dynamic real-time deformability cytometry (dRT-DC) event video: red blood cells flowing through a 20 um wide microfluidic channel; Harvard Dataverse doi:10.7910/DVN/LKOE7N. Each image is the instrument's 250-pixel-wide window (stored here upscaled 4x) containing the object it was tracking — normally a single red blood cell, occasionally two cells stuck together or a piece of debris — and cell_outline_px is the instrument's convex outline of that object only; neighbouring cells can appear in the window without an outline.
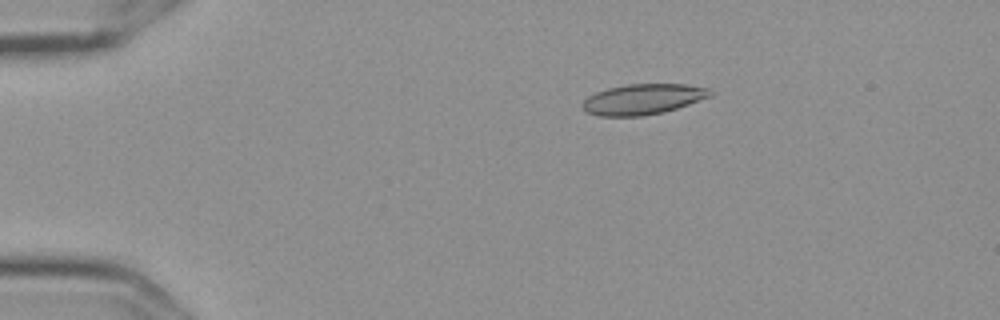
{"species": "Egyptian fruit bat (a non-hibernating species)", "species_latin": "Rousettus aegyptiacus", "temperature_condition": "cold", "stored_images_in_passage": 47, "camera_frame_rate_fps": 3000, "um_per_image_px": 0.085, "frame": {"image": 1, "passage_image": 1, "time_ms": 0.0, "image_size_px": [1000, 320], "cell_outline_px": [[716, 92], [712, 96], [664, 112], [640, 116], [600, 116], [584, 112], [580, 104], [588, 96], [596, 92], [608, 88], [628, 84], [684, 84], [712, 88]], "centroid_in_image_um": [54.66, 8.43], "position_along_channel_um": 30.3, "area_um2": 22.95}}
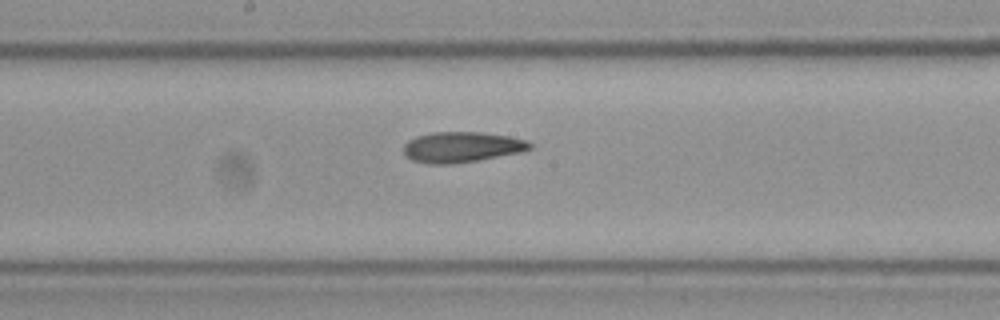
{"frame": {"image": 2, "passage_image": 21, "time_ms": 6.667, "image_size_px": [1000, 320], "cell_outline_px": [[536, 144], [532, 148], [524, 152], [452, 164], [428, 164], [412, 160], [404, 156], [404, 144], [408, 140], [416, 136], [432, 132], [480, 132], [508, 136], [528, 140]], "centroid_in_image_um": [39.28, 12.5], "position_along_channel_um": 208.9, "area_um2": 22.77}}
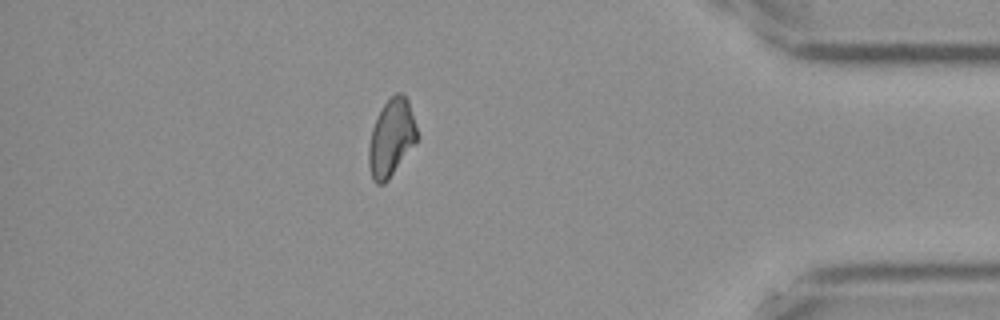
{"frame": {"image": 3, "passage_image": 40, "time_ms": 13.0, "image_size_px": [1000, 320], "cell_outline_px": [[420, 136], [388, 180], [384, 184], [376, 184], [372, 180], [368, 164], [368, 144], [372, 128], [376, 116], [384, 104], [396, 92], [404, 92], [408, 100]], "centroid_in_image_um": [33.26, 11.7], "position_along_channel_um": 401.9, "area_um2": 22.02}, "authors_computed_cell_mechanics": {"area_um2": 22.542, "velocity_mm_per_s": 3.6086, "shape_relaxation_time_tau1_ms": null, "shape_relaxation_time_tau2_ms": 8.9567, "deformation_change_tau1": null, "deformation_change_tau2": 0.1745}}